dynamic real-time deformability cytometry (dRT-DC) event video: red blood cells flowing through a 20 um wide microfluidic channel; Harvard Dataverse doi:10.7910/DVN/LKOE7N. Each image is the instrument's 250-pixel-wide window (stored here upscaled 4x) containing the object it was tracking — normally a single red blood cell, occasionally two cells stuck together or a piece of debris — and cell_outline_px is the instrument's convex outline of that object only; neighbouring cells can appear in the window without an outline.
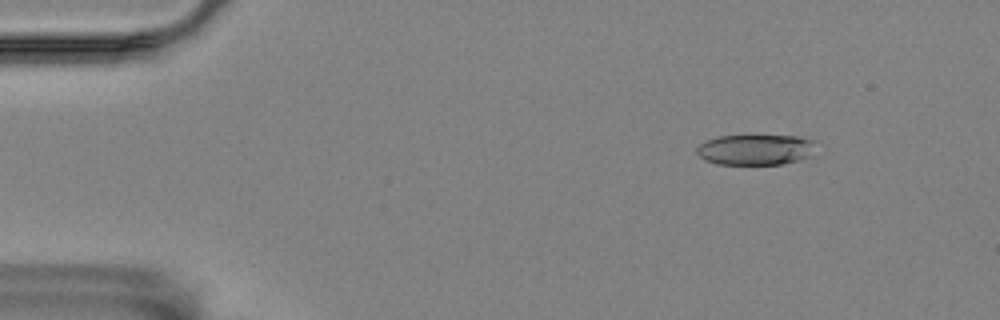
{"species": "Egyptian fruit bat (a non-hibernating species)", "species_latin": "Rousettus aegyptiacus", "temperature_condition": "room temperature", "stored_images_in_passage": 56, "camera_frame_rate_fps": 3000, "um_per_image_px": 0.085, "animal": {"sex": "female"}, "frame": {"image": 1, "passage_image": 7, "time_ms": 2.0, "image_size_px": [1000, 320], "cell_outline_px": [[816, 140], [808, 156], [796, 160], [780, 164], [716, 164], [704, 160], [696, 152], [696, 148], [700, 144], [716, 136], [796, 136]], "centroid_in_image_um": [64.16, 12.71], "position_along_channel_um": 20.8, "area_um2": 20.92}}
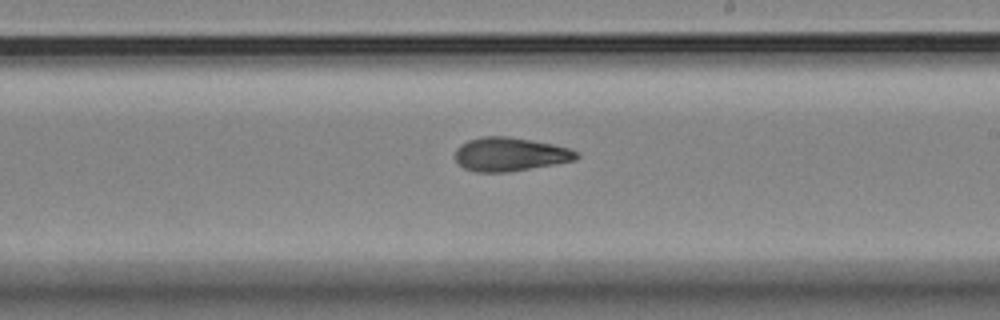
{"frame": {"image": 2, "passage_image": 33, "time_ms": 10.667, "image_size_px": [1000, 320], "cell_outline_px": [[580, 156], [576, 160], [508, 172], [476, 172], [464, 168], [456, 160], [456, 148], [460, 144], [468, 140], [480, 136], [508, 136], [532, 140], [552, 144], [568, 148], [580, 152]], "centroid_in_image_um": [43.35, 13.1], "position_along_channel_um": 245.6, "area_um2": 23.87}}
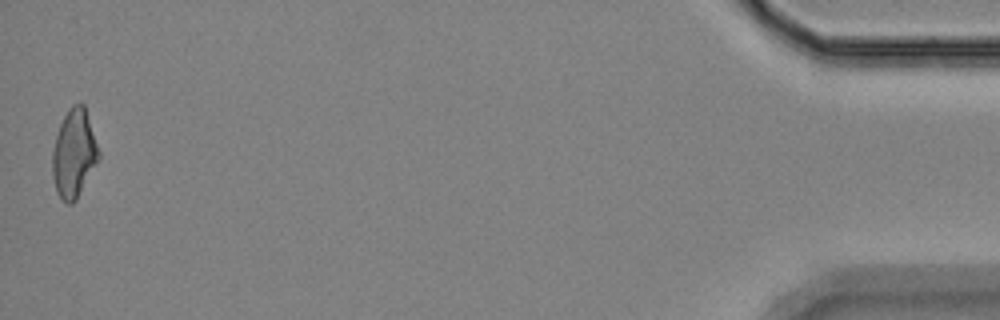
{"frame": {"image": 3, "passage_image": 56, "time_ms": 18.333, "image_size_px": [1000, 320], "cell_outline_px": [[100, 160], [76, 200], [72, 204], [68, 204], [56, 192], [52, 176], [52, 152], [56, 136], [60, 124], [68, 108], [72, 104], [80, 100], [84, 104], [100, 152]], "centroid_in_image_um": [6.3, 13.03], "position_along_channel_um": 428.9, "area_um2": 24.1}, "authors_computed_cell_mechanics": {"area_um2": 23.3512, "velocity_mm_per_s": 3.547, "shape_relaxation_time_tau1_ms": null, "shape_relaxation_time_tau2_ms": 4.4824, "deformation_change_tau1": null, "deformation_change_tau2": 0.1323}}